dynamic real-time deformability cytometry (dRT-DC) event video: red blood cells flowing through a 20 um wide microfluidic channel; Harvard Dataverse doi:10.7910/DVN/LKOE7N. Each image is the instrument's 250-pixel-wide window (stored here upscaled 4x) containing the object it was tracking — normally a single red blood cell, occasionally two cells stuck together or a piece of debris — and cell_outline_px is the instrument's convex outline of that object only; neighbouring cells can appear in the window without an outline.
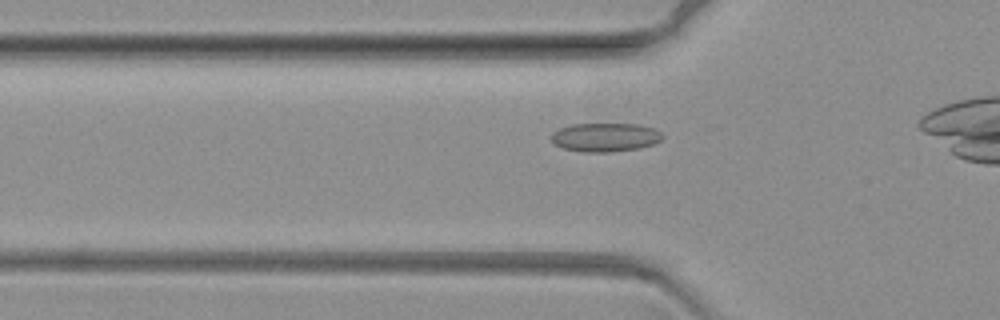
{"species": "common noctule bat (a hibernating species)", "species_latin": "Nyctalus noctula", "temperature_condition": "warm", "stored_images_in_passage": 41, "camera_frame_rate_fps": 3000, "um_per_image_px": 0.085, "animal": {"sex": "female", "body_mass_g": 19.3, "forearm_length_mm": 54.1}, "frame": {"image": 1, "passage_image": 9, "time_ms": 2.667, "image_size_px": [1000, 320], "cell_outline_px": [[664, 136], [660, 140], [652, 144], [640, 148], [612, 152], [580, 152], [564, 148], [556, 144], [552, 140], [552, 132], [560, 128], [572, 124], [640, 124], [652, 128], [660, 132]], "centroid_in_image_um": [51.45, 11.67], "position_along_channel_um": 74.4, "area_um2": 18.55}}
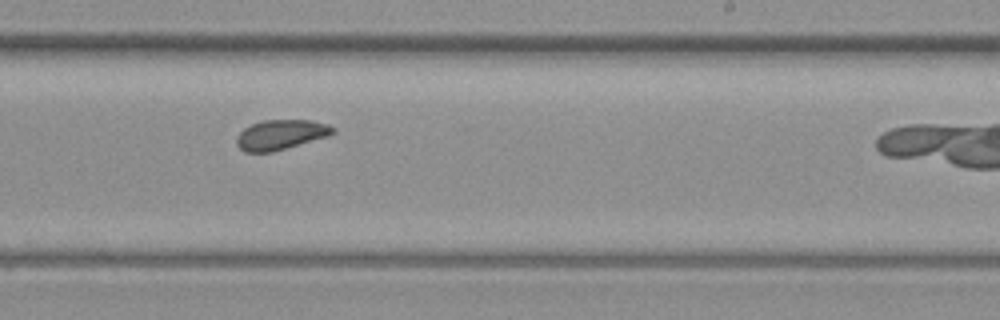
{"frame": {"image": 2, "passage_image": 28, "time_ms": 9.0, "image_size_px": [1000, 320], "cell_outline_px": [[336, 132], [328, 136], [272, 152], [244, 152], [236, 144], [236, 136], [244, 128], [252, 124], [264, 120], [312, 120], [328, 124], [336, 128]], "centroid_in_image_um": [23.87, 11.44], "position_along_channel_um": 265.1, "area_um2": 16.82}}
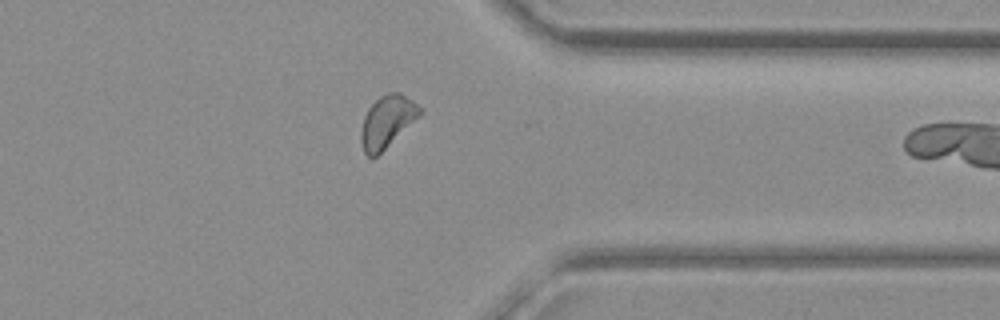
{"frame": {"image": 3, "passage_image": 40, "time_ms": 13.0, "image_size_px": [1000, 320], "cell_outline_px": [[420, 116], [376, 156], [368, 156], [364, 152], [360, 140], [360, 132], [364, 116], [368, 108], [380, 96], [388, 92], [400, 92], [412, 100], [420, 108]], "centroid_in_image_um": [32.87, 10.31], "position_along_channel_um": 378.5, "area_um2": 17.51}}